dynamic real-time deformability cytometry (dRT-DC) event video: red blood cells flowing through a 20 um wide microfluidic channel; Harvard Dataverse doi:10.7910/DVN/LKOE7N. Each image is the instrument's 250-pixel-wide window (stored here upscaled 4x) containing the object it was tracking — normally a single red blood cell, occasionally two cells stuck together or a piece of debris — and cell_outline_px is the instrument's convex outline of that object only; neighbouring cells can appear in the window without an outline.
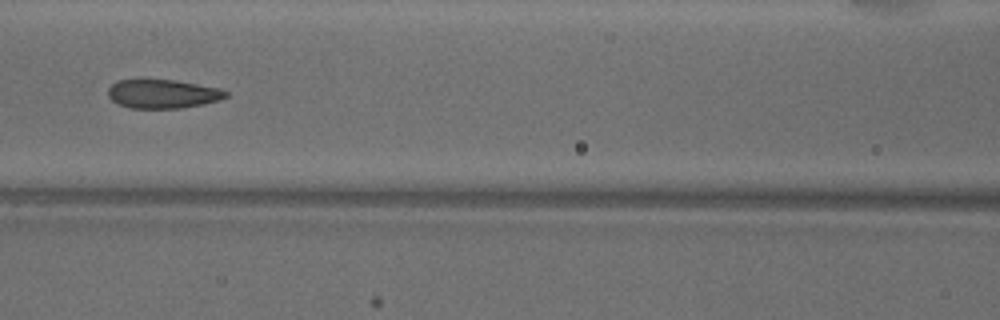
{"species": "common noctule bat (a hibernating species)", "species_latin": "Nyctalus noctula", "temperature_condition": "warm", "stored_images_in_passage": 51, "camera_frame_rate_fps": 3000, "um_per_image_px": 0.085, "animal": {"sex": "male", "body_mass_g": 18.8}, "frame": {"image": 1, "passage_image": 22, "time_ms": 7.0, "image_size_px": [1000, 320], "cell_outline_px": [[228, 96], [220, 100], [180, 108], [128, 108], [112, 100], [108, 96], [108, 88], [116, 80], [172, 80], [220, 88], [228, 92]], "centroid_in_image_um": [13.82, 7.98], "position_along_channel_um": 152.8, "area_um2": 19.59}}
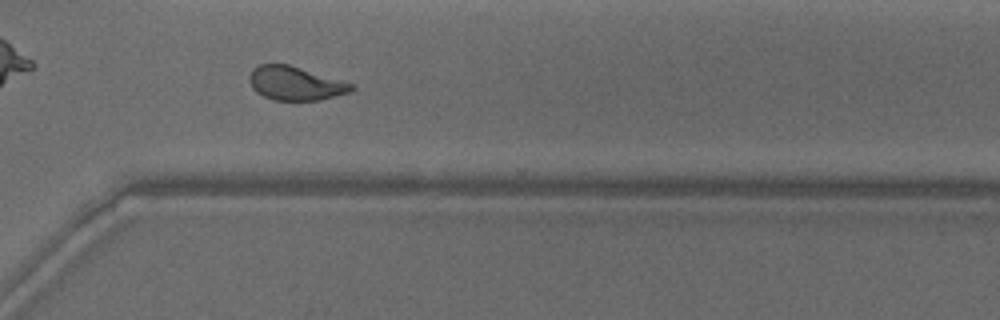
{"frame": {"image": 2, "passage_image": 37, "time_ms": 12.0, "image_size_px": [1000, 320], "cell_outline_px": [[356, 88], [348, 92], [320, 100], [272, 100], [256, 92], [252, 88], [248, 80], [248, 76], [252, 68], [260, 64], [288, 64], [356, 84]], "centroid_in_image_um": [25.09, 7.08], "position_along_channel_um": 345.5, "area_um2": 20.23}, "authors_computed_cell_mechanics": {"area_um2": 21.5594, "velocity_mm_per_s": 3.8628, "shape_relaxation_time_tau1_ms": 8.0295, "shape_relaxation_time_tau2_ms": 1.1969, "deformation_change_tau1": 0.2128, "deformation_change_tau2": 0.0719}}